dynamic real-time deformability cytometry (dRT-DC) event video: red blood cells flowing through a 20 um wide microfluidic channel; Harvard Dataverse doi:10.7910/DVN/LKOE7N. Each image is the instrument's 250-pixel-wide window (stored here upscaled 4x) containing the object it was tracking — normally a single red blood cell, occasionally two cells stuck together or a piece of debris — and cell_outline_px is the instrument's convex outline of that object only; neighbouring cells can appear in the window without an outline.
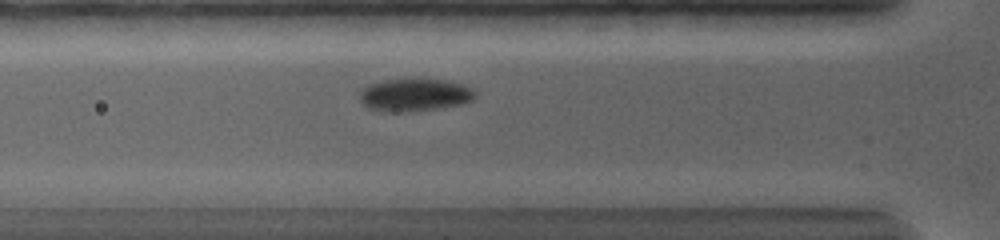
{"species": "common noctule bat (a hibernating species)", "species_latin": "Nyctalus noctula", "temperature_condition": "warm", "stored_images_in_passage": 40, "camera_frame_rate_fps": 5000, "um_per_image_px": 0.085, "animal": {"sex": "female", "body_mass_g": 19.0, "forearm_length_mm": 56.7}, "frame": {"image": 1, "passage_image": 16, "time_ms": 3.4, "image_size_px": [1000, 240], "cell_outline_px": [[476, 96], [472, 100], [460, 104], [436, 108], [388, 112], [368, 108], [360, 100], [360, 92], [368, 84], [384, 80], [444, 80], [460, 84], [472, 88], [476, 92]], "centroid_in_image_um": [35.23, 8.06], "position_along_channel_um": 90.6, "area_um2": 21.33}}
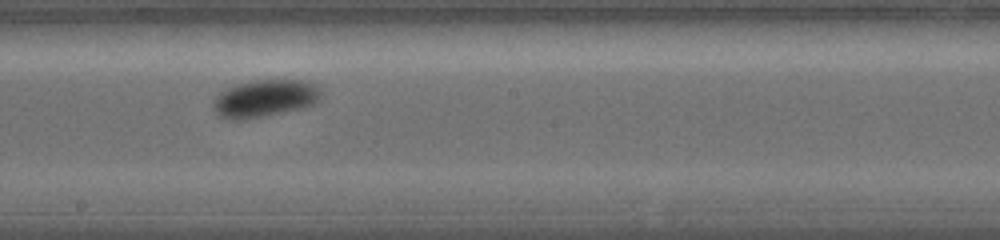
{"frame": {"image": 2, "passage_image": 25, "time_ms": 7.0, "image_size_px": [1000, 240], "cell_outline_px": [[320, 100], [316, 104], [300, 108], [264, 116], [244, 120], [228, 120], [216, 116], [212, 108], [212, 104], [216, 96], [220, 92], [228, 88], [240, 84], [256, 80], [300, 80], [312, 84], [320, 92]], "centroid_in_image_um": [22.44, 8.4], "position_along_channel_um": 225.8, "area_um2": 23.35}}
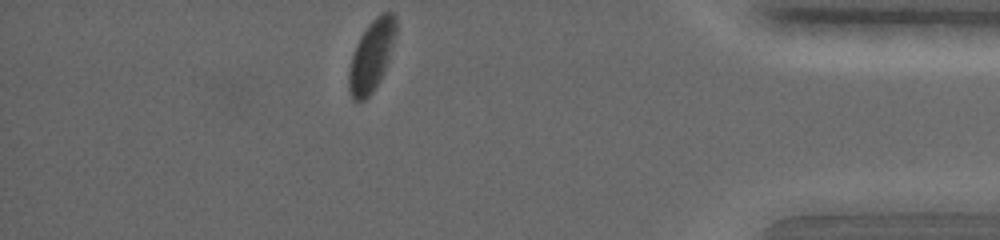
{"frame": {"image": 3, "passage_image": 40, "time_ms": 12.8, "image_size_px": [1000, 240], "cell_outline_px": [[396, 32], [384, 72], [380, 80], [372, 92], [364, 100], [352, 100], [348, 92], [348, 72], [352, 56], [356, 44], [360, 36], [372, 20], [376, 16], [384, 12], [392, 12], [396, 16]], "centroid_in_image_um": [31.56, 4.75], "position_along_channel_um": 403.6, "area_um2": 19.36}, "authors_computed_cell_mechanics": {"area_um2": 21.2993, "velocity_mm_per_s": 3.7617, "shape_relaxation_time_tau1_ms": 1.9965, "shape_relaxation_time_tau2_ms": null, "deformation_change_tau1": 0.0729, "deformation_change_tau2": null}}